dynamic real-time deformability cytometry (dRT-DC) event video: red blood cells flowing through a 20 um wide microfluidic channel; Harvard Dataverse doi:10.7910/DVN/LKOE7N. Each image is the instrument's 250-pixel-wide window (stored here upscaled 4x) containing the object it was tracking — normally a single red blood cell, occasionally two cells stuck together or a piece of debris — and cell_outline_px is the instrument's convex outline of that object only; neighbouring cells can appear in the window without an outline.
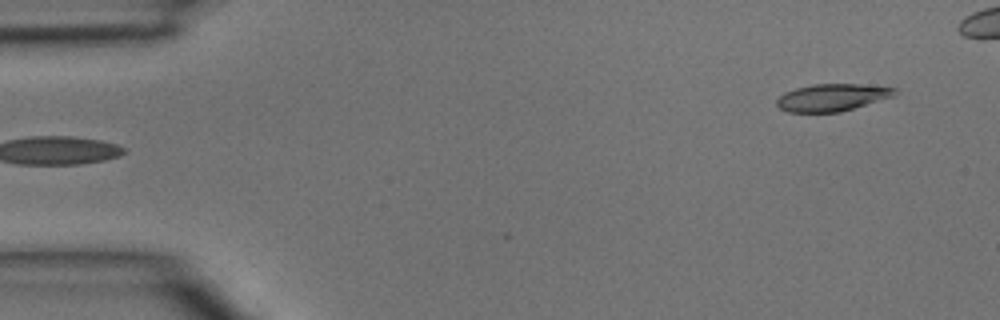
{"species": "common noctule bat (a hibernating species)", "species_latin": "Nyctalus noctula", "temperature_condition": "room temperature", "stored_images_in_passage": 5, "segment_of_instrument_passage": [2, 2], "camera_frame_rate_fps": 3000, "um_per_image_px": 0.085, "animal": {"sex": "male", "body_mass_g": 15.6}, "frame": {"image": 1, "passage_image": 5, "time_ms": 1.333, "image_size_px": [1000, 320], "cell_outline_px": [[896, 92], [892, 96], [840, 112], [788, 112], [780, 108], [776, 104], [776, 100], [784, 92], [796, 88], [812, 84], [860, 84], [896, 88]], "centroid_in_image_um": [70.68, 8.28], "position_along_channel_um": 14.3, "area_um2": 18.5}}